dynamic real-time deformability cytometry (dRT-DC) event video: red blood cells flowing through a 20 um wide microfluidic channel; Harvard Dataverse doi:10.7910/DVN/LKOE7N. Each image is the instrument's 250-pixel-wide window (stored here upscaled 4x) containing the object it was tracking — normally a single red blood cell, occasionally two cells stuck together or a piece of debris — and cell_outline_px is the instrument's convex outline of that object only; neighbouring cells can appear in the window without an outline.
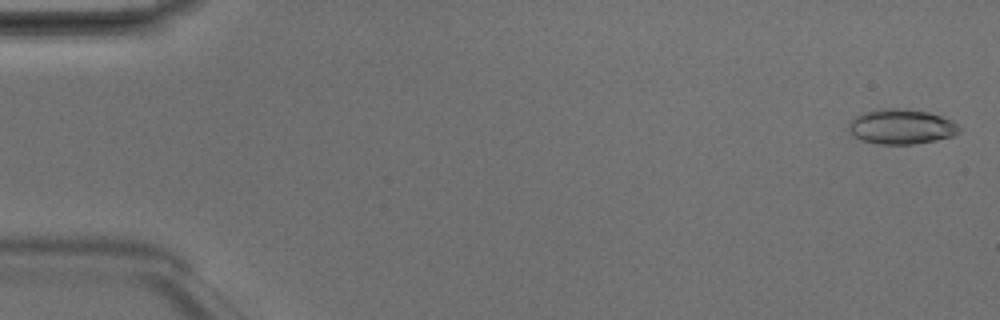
{"species": "Egyptian fruit bat (a non-hibernating species)", "species_latin": "Rousettus aegyptiacus", "temperature_condition": "room temperature", "stored_images_in_passage": 6, "camera_frame_rate_fps": 3000, "um_per_image_px": 0.085, "animal": {"sex": "male"}, "frame": {"image": 1, "passage_image": 1, "time_ms": 0.0, "image_size_px": [1000, 320], "cell_outline_px": [[960, 132], [952, 136], [936, 140], [912, 144], [880, 144], [860, 140], [852, 136], [848, 132], [848, 124], [856, 116], [864, 112], [880, 108], [904, 108], [928, 112], [952, 120], [960, 128]], "centroid_in_image_um": [76.58, 10.76], "position_along_channel_um": 8.4, "area_um2": 22.66}}
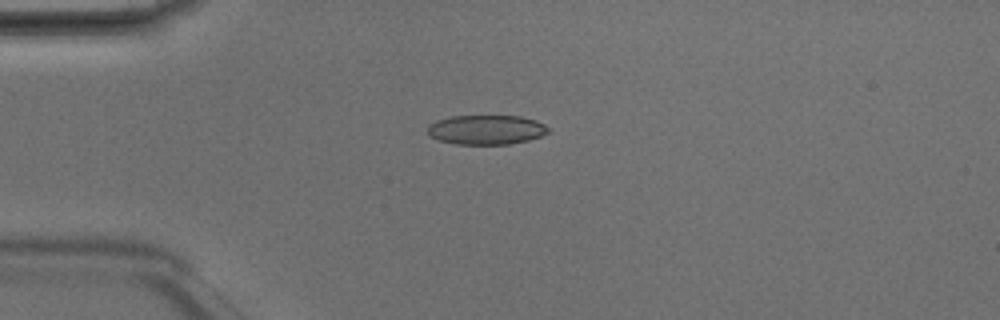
{"frame": {"image": 2, "passage_image": 4, "time_ms": 1.0, "image_size_px": [1000, 320], "cell_outline_px": [[548, 132], [540, 136], [528, 140], [508, 144], [456, 144], [440, 140], [428, 136], [428, 124], [436, 120], [452, 116], [520, 116], [536, 120], [544, 124], [548, 128]], "centroid_in_image_um": [41.3, 11.02], "position_along_channel_um": 43.7, "area_um2": 20.69}}